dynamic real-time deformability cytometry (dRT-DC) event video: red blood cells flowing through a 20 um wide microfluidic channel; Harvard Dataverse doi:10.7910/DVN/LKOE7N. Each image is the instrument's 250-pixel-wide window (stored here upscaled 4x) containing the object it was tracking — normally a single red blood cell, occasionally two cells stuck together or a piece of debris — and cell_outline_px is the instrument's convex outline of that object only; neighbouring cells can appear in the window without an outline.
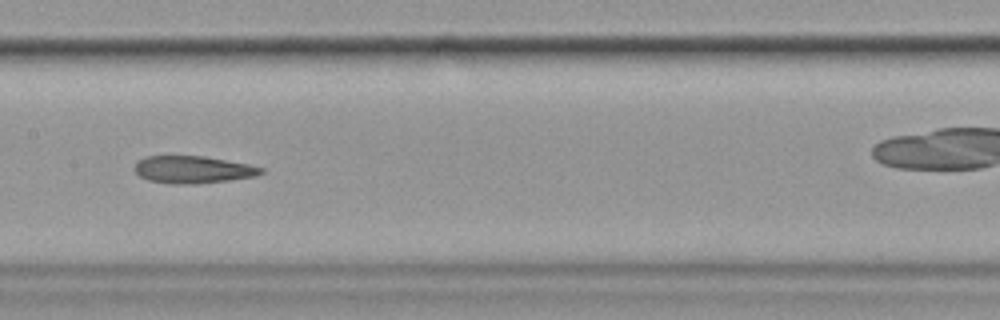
{"species": "common noctule bat (a hibernating species)", "species_latin": "Nyctalus noctula", "temperature_condition": "cold", "stored_images_in_passage": 15, "camera_frame_rate_fps": 3000, "um_per_image_px": 0.085, "animal": {"sex": "female", "body_mass_g": 19.9}, "frame": {"image": 1, "passage_image": 7, "time_ms": 8.0, "image_size_px": [1000, 320], "cell_outline_px": [[264, 172], [256, 176], [228, 180], [196, 184], [172, 184], [148, 180], [140, 176], [132, 168], [144, 156], [204, 156], [248, 164], [264, 168]], "centroid_in_image_um": [16.39, 14.42], "position_along_channel_um": 191.0, "area_um2": 20.11}, "authors_computed_cell_mechanics": {"area_um2": 20.5768, "velocity_mm_per_s": 3.5963, "shape_relaxation_time_tau1_ms": 9.9056, "shape_relaxation_time_tau2_ms": 5.8942, "deformation_change_tau1": 0.2262, "deformation_change_tau2": 0.1685}}